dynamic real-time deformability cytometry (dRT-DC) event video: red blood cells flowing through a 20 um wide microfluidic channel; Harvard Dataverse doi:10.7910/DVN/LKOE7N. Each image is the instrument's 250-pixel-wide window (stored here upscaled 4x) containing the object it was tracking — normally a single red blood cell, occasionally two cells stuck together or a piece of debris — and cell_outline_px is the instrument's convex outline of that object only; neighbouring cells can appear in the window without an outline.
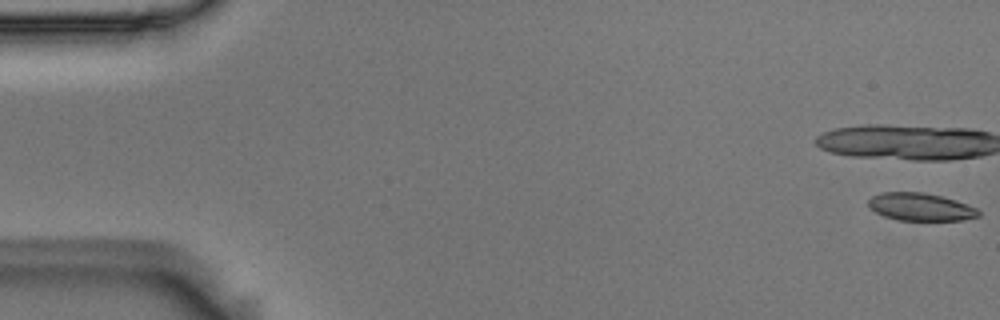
{"species": "Egyptian fruit bat (a non-hibernating species)", "species_latin": "Rousettus aegyptiacus", "temperature_condition": "room temperature", "stored_images_in_passage": 19, "camera_frame_rate_fps": 3000, "um_per_image_px": 0.085, "animal": {"sex": "male"}, "frame": {"image": 1, "passage_image": 1, "time_ms": 0.0, "image_size_px": [1000, 320], "cell_outline_px": [[980, 216], [964, 220], [900, 220], [884, 216], [876, 212], [868, 204], [868, 200], [872, 196], [884, 192], [924, 192], [956, 200], [976, 208], [980, 212]], "centroid_in_image_um": [78.27, 17.59], "position_along_channel_um": 6.7, "area_um2": 17.63}}